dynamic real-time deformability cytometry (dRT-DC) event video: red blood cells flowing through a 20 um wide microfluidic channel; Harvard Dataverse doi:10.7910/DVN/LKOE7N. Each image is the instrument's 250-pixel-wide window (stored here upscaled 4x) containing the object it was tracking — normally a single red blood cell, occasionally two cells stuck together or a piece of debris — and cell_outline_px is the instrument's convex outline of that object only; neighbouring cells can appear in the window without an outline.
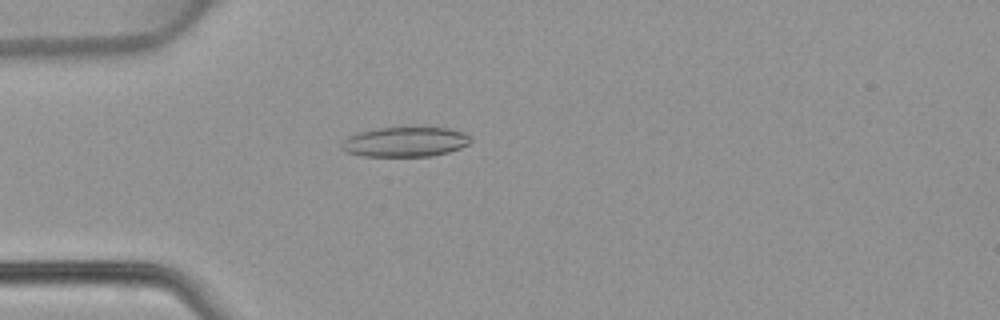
{"species": "common noctule bat (a hibernating species)", "species_latin": "Nyctalus noctula", "temperature_condition": "warm", "stored_images_in_passage": 47, "camera_frame_rate_fps": 3000, "um_per_image_px": 0.085, "animal": {"sex": "female", "body_mass_g": 22.7, "forearm_length_mm": 54.2}, "frame": {"image": 1, "passage_image": 13, "time_ms": 4.0, "image_size_px": [1000, 320], "cell_outline_px": [[472, 140], [468, 144], [460, 148], [448, 152], [432, 156], [360, 156], [344, 152], [340, 148], [344, 140], [348, 136], [360, 132], [380, 128], [448, 128], [464, 132]], "centroid_in_image_um": [34.42, 12.07], "position_along_channel_um": 50.6, "area_um2": 22.31}}
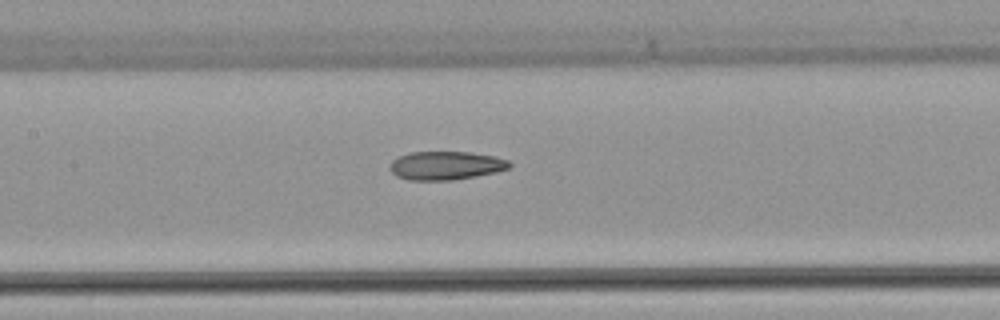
{"frame": {"image": 2, "passage_image": 22, "time_ms": 7.0, "image_size_px": [1000, 320], "cell_outline_px": [[512, 164], [508, 168], [496, 172], [476, 176], [452, 180], [408, 180], [396, 176], [388, 168], [392, 160], [408, 152], [472, 152], [496, 156], [508, 160]], "centroid_in_image_um": [37.89, 14.07], "position_along_channel_um": 169.5, "area_um2": 20.0}}
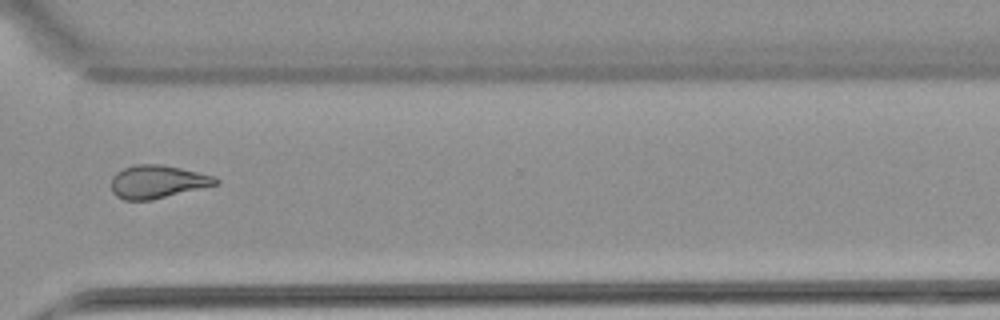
{"frame": {"image": 3, "passage_image": 35, "time_ms": 11.333, "image_size_px": [1000, 320], "cell_outline_px": [[220, 180], [216, 184], [148, 200], [124, 200], [116, 196], [112, 192], [112, 176], [116, 172], [124, 168], [136, 164], [160, 164], [180, 168], [216, 176]], "centroid_in_image_um": [13.34, 15.43], "position_along_channel_um": 357.3, "area_um2": 19.77}}